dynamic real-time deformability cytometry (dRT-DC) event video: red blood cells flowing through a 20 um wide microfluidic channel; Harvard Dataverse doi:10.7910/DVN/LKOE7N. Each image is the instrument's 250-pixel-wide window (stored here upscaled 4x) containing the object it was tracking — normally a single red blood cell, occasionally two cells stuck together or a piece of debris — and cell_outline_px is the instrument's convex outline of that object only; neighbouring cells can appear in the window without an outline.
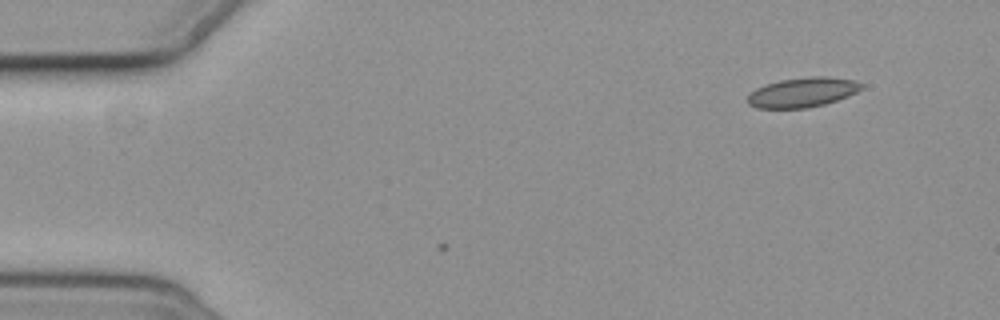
{"species": "common noctule bat (a hibernating species)", "species_latin": "Nyctalus noctula", "temperature_condition": "cold", "stored_images_in_passage": 4, "camera_frame_rate_fps": 3000, "um_per_image_px": 0.085, "animal": {"sex": "female", "body_mass_g": 19.3, "forearm_length_mm": 54.1}, "frame": {"image": 1, "passage_image": 1, "time_ms": 0.0, "image_size_px": [1000, 320], "cell_outline_px": [[864, 84], [856, 92], [848, 96], [824, 104], [808, 108], [756, 108], [748, 104], [748, 96], [756, 88], [780, 80], [808, 76], [828, 76], [856, 80]], "centroid_in_image_um": [68.23, 7.84], "position_along_channel_um": 16.8, "area_um2": 19.65}}